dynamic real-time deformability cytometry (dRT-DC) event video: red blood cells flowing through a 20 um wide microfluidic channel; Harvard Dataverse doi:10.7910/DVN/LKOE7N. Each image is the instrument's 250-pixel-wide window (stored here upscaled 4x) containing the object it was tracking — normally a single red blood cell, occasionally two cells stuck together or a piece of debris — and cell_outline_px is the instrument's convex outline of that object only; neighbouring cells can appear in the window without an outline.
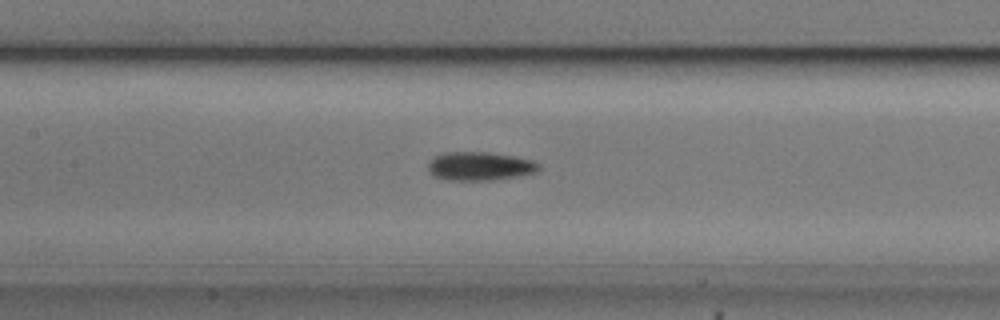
{"species": "common noctule bat (a hibernating species)", "species_latin": "Nyctalus noctula", "temperature_condition": "cold", "stored_images_in_passage": 38, "camera_frame_rate_fps": 3000, "um_per_image_px": 0.085, "animal": {"sex": "male", "body_mass_g": 20.5, "forearm_length_mm": 52.5}, "frame": {"image": 1, "passage_image": 17, "time_ms": 5.333, "image_size_px": [1000, 320], "cell_outline_px": [[540, 168], [536, 172], [520, 176], [492, 180], [448, 180], [432, 176], [428, 168], [428, 160], [432, 156], [444, 152], [488, 152], [516, 156], [532, 160], [540, 164]], "centroid_in_image_um": [40.76, 14.12], "position_along_channel_um": 166.6, "area_um2": 18.79}}